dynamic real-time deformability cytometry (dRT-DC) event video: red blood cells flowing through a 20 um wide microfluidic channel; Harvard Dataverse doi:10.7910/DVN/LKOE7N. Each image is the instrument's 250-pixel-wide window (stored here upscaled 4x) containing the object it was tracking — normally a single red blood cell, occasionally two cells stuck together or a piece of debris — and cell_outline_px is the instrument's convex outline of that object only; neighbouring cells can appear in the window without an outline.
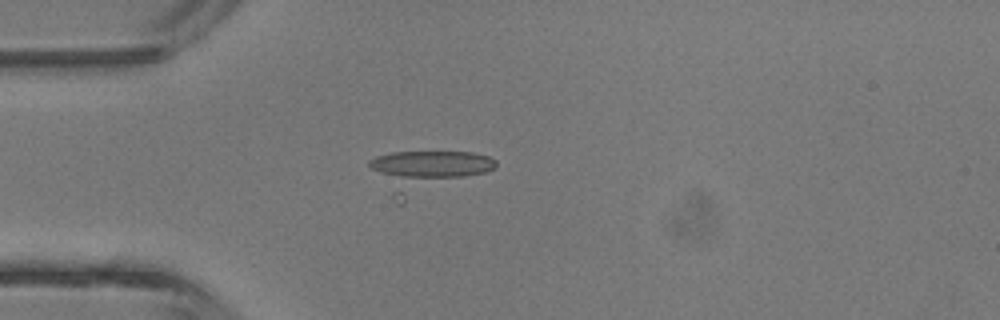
{"species": "common noctule bat (a hibernating species)", "species_latin": "Nyctalus noctula", "temperature_condition": "room temperature", "stored_images_in_passage": 4, "camera_frame_rate_fps": 3000, "um_per_image_px": 0.085, "animal": {"sex": "male", "body_mass_g": 13.3}, "frame": {"image": 1, "passage_image": 4, "time_ms": 3.333, "image_size_px": [1000, 320], "cell_outline_px": [[496, 168], [404, 204], [396, 204], [392, 200], [368, 164], [368, 160], [376, 156], [392, 152], [472, 152], [488, 156], [496, 160]], "centroid_in_image_um": [36.21, 14.61], "position_along_channel_um": 48.8, "area_um2": 31.1}}